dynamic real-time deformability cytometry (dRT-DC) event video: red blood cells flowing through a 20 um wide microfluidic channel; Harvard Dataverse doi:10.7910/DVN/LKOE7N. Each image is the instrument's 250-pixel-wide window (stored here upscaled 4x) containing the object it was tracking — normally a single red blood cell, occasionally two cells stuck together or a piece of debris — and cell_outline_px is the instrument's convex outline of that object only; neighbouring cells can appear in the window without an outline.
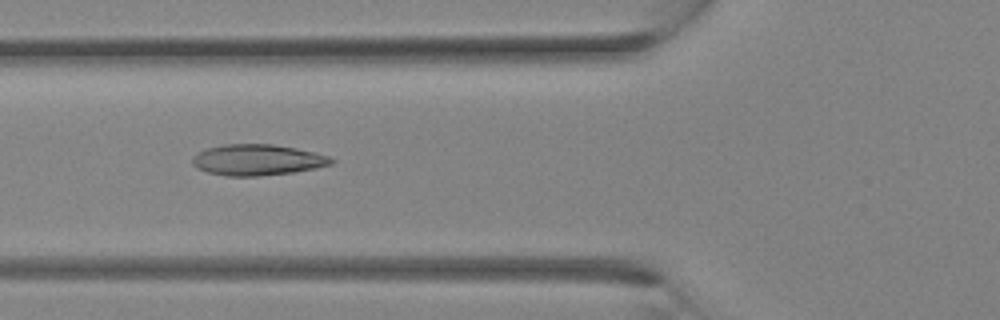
{"species": "Egyptian fruit bat (a non-hibernating species)", "species_latin": "Rousettus aegyptiacus", "temperature_condition": "room temperature", "stored_images_in_passage": 34, "camera_frame_rate_fps": 3000, "um_per_image_px": 0.085, "animal": {"sex": "female"}, "frame": {"image": 1, "passage_image": 13, "time_ms": 4.0, "image_size_px": [1000, 320], "cell_outline_px": [[336, 160], [332, 164], [316, 168], [292, 172], [260, 176], [224, 176], [208, 172], [196, 168], [192, 164], [192, 156], [208, 148], [224, 144], [272, 144], [296, 148], [316, 152], [328, 156]], "centroid_in_image_um": [21.89, 13.59], "position_along_channel_um": 103.9, "area_um2": 25.14}}
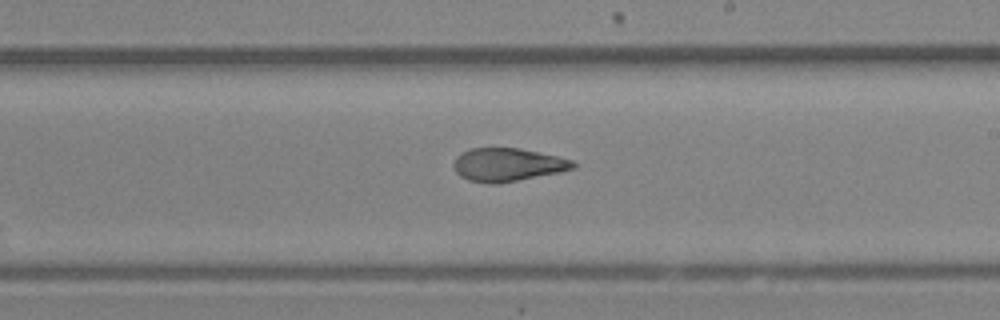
{"frame": {"image": 2, "passage_image": 20, "time_ms": 6.333, "image_size_px": [1000, 320], "cell_outline_px": [[576, 168], [560, 172], [496, 184], [488, 184], [468, 180], [460, 176], [456, 172], [452, 164], [456, 156], [460, 152], [468, 148], [520, 148], [556, 156], [572, 160], [576, 164]], "centroid_in_image_um": [43.1, 14.0], "position_along_channel_um": 245.9, "area_um2": 23.24}}
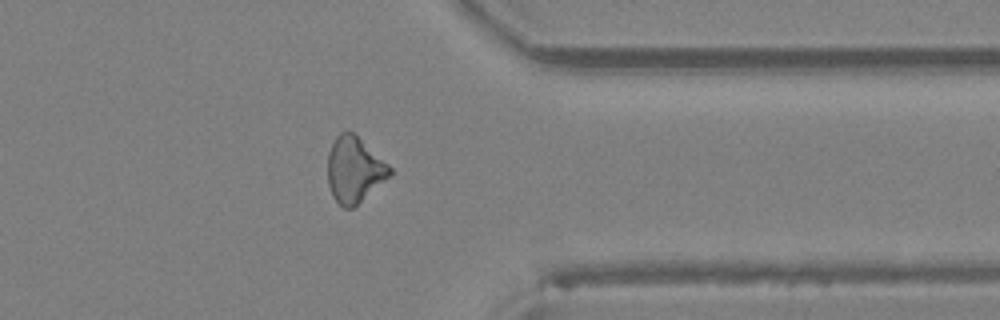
{"frame": {"image": 3, "passage_image": 27, "time_ms": 8.667, "image_size_px": [1000, 320], "cell_outline_px": [[392, 176], [352, 208], [344, 208], [332, 196], [328, 184], [328, 152], [336, 136], [340, 132], [352, 132], [388, 164], [392, 168]], "centroid_in_image_um": [30.12, 14.45], "position_along_channel_um": 381.3, "area_um2": 23.58}}